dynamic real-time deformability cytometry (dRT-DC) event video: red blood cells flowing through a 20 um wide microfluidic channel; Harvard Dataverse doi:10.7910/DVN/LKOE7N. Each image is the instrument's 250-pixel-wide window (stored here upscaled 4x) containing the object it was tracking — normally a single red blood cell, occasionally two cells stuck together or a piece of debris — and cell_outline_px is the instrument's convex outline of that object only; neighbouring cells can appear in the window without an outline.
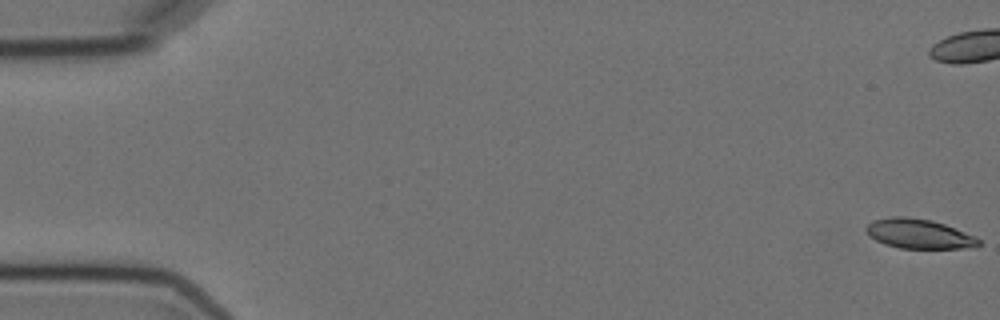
{"species": "Egyptian fruit bat (a non-hibernating species)", "species_latin": "Rousettus aegyptiacus", "temperature_condition": "cold", "stored_images_in_passage": 7, "camera_frame_rate_fps": 3000, "um_per_image_px": 0.085, "animal": {"sex": "female"}, "frame": {"image": 1, "passage_image": 1, "time_ms": 0.0, "image_size_px": [1000, 320], "cell_outline_px": [[980, 244], [976, 248], [900, 248], [884, 244], [868, 236], [864, 228], [872, 220], [892, 216], [908, 216], [932, 220], [944, 224], [976, 236], [980, 240]], "centroid_in_image_um": [78.1, 19.87], "position_along_channel_um": 6.9, "area_um2": 19.65}}